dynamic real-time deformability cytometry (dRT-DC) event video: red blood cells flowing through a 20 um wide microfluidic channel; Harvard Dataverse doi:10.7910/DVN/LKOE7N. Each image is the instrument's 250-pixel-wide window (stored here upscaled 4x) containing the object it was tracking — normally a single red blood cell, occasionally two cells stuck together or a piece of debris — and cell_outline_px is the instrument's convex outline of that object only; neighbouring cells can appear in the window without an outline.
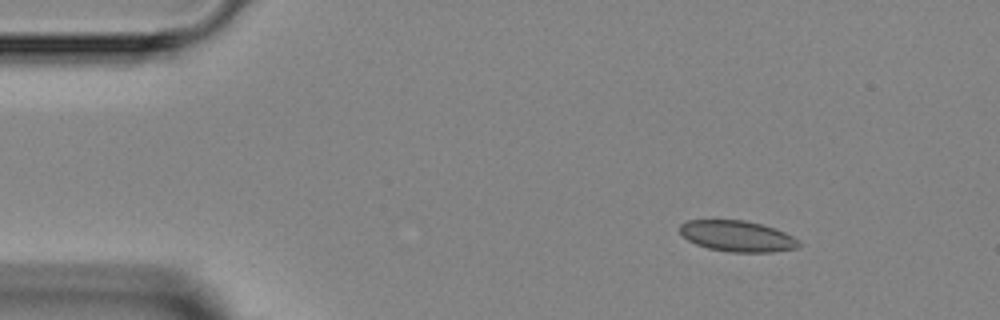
{"species": "Egyptian fruit bat (a non-hibernating species)", "species_latin": "Rousettus aegyptiacus", "temperature_condition": "room temperature", "stored_images_in_passage": 5, "camera_frame_rate_fps": 3000, "um_per_image_px": 0.085, "animal": {"sex": "female"}, "frame": {"image": 1, "passage_image": 1, "time_ms": 0.0, "image_size_px": [1000, 320], "cell_outline_px": [[800, 248], [772, 252], [728, 252], [708, 248], [696, 244], [688, 240], [680, 232], [680, 224], [688, 220], [744, 220], [776, 228], [800, 240]], "centroid_in_image_um": [62.7, 20.08], "position_along_channel_um": 22.3, "area_um2": 21.56}}